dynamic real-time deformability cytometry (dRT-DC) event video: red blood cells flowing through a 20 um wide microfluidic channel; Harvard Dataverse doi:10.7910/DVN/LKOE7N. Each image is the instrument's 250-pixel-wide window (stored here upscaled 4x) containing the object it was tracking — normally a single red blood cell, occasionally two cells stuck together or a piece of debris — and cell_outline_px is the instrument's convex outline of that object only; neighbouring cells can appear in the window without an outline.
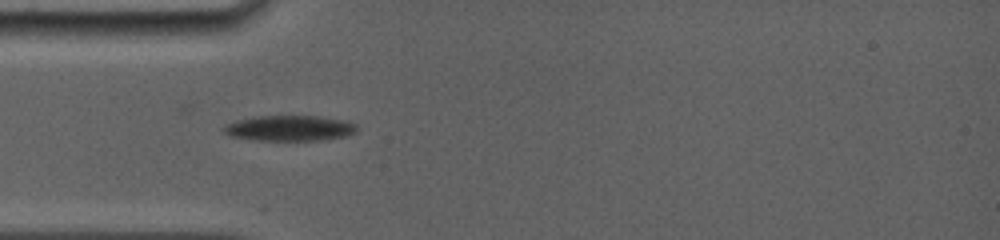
{"species": "common noctule bat (a hibernating species)", "species_latin": "Nyctalus noctula", "temperature_condition": "room temperature", "stored_images_in_passage": 2, "camera_frame_rate_fps": 5000, "um_per_image_px": 0.085, "animal": {"sex": "female", "body_mass_g": 19.0, "forearm_length_mm": 56.7}, "frame": {"image": 1, "passage_image": 1, "time_ms": 0.0, "image_size_px": [1000, 240], "cell_outline_px": [[356, 132], [344, 136], [320, 140], [252, 140], [232, 136], [224, 132], [220, 128], [224, 124], [236, 120], [252, 116], [320, 116], [344, 120], [356, 124]], "centroid_in_image_um": [24.55, 10.88], "position_along_channel_um": 60.5, "area_um2": 19.88}}